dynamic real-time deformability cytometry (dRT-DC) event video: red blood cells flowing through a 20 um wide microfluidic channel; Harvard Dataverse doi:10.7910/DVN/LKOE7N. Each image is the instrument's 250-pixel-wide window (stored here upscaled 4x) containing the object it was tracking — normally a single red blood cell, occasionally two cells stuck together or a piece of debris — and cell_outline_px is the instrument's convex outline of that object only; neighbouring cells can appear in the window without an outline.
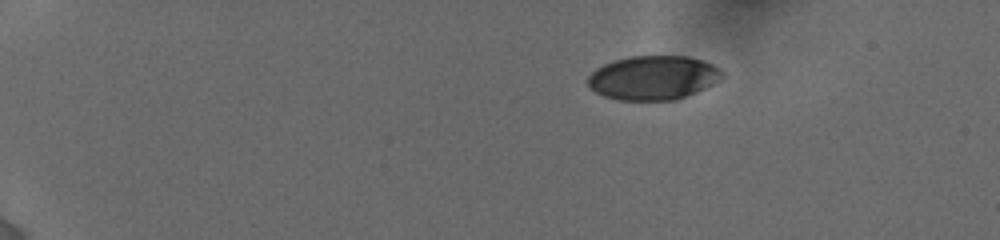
{"species": "human", "species_latin": "Homo sapiens", "temperature_condition": "cold", "stored_images_in_passage": 17, "camera_frame_rate_fps": 3000, "um_per_image_px": 0.085, "donor": {"sex": "female"}, "frame": {"image": 1, "passage_image": 1, "time_ms": 0.0, "image_size_px": [1000, 240], "cell_outline_px": [[724, 76], [720, 80], [696, 92], [676, 100], [620, 100], [604, 96], [596, 92], [588, 84], [588, 76], [596, 68], [612, 60], [628, 56], [688, 56], [704, 60], [720, 68], [724, 72]], "centroid_in_image_um": [55.54, 6.59], "position_along_channel_um": 29.5, "area_um2": 34.68}}